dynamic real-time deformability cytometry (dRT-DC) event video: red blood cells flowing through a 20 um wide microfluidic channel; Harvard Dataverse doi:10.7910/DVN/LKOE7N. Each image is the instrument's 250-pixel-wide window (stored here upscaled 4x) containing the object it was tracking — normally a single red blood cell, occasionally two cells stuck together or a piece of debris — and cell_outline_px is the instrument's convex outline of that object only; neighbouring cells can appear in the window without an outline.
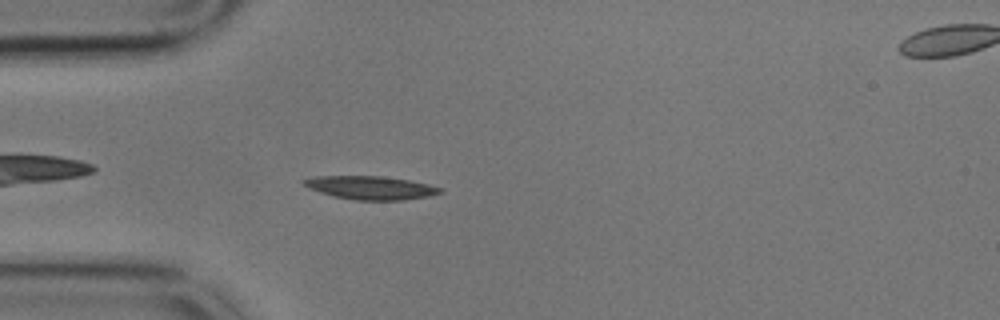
{"species": "common noctule bat (a hibernating species)", "species_latin": "Nyctalus noctula", "temperature_condition": "cold", "stored_images_in_passage": 46, "camera_frame_rate_fps": 3000, "um_per_image_px": 0.085, "animal": {"sex": "male", "body_mass_g": 17.9}, "frame": {"image": 1, "passage_image": 4, "time_ms": 1.0, "image_size_px": [1000, 320], "cell_outline_px": [[444, 192], [428, 196], [404, 200], [356, 200], [332, 196], [308, 188], [300, 180], [312, 176], [380, 176], [408, 180], [428, 184], [444, 188]], "centroid_in_image_um": [31.5, 15.95], "position_along_channel_um": 53.5, "area_um2": 18.67}}
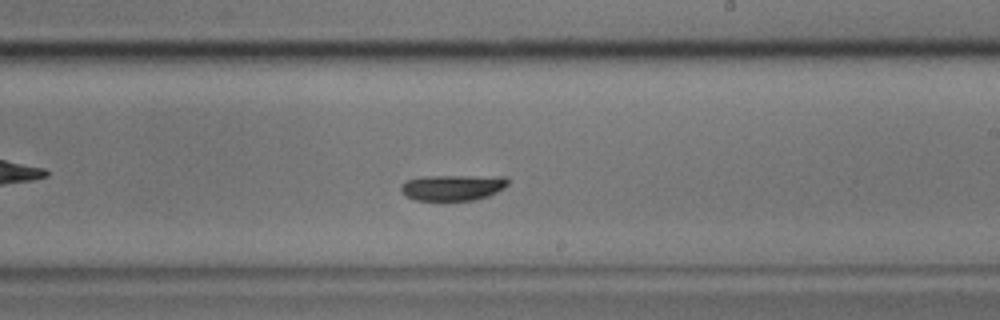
{"frame": {"image": 2, "passage_image": 22, "time_ms": 7.0, "image_size_px": [1000, 320], "cell_outline_px": [[508, 184], [504, 188], [488, 196], [472, 200], [416, 200], [408, 196], [400, 188], [408, 180], [424, 176], [504, 176], [508, 180]], "centroid_in_image_um": [38.54, 15.93], "position_along_channel_um": 250.5, "area_um2": 15.84}}
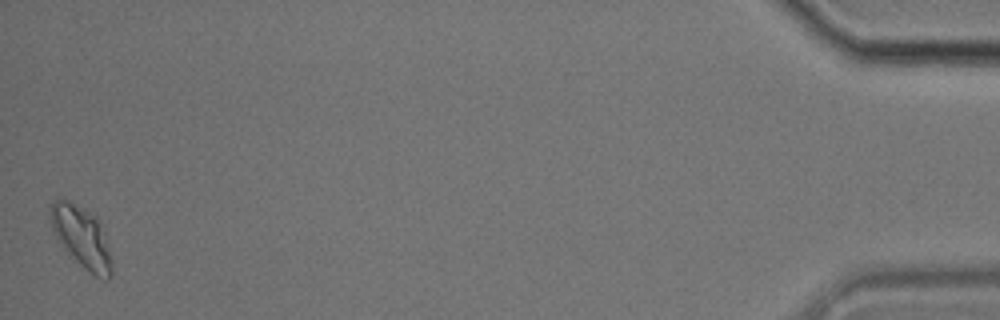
{"frame": {"image": 3, "passage_image": 46, "time_ms": 15.0, "image_size_px": [1000, 320], "cell_outline_px": [[112, 276], [108, 280], [104, 280], [96, 276], [84, 268], [68, 256], [56, 236], [48, 220], [48, 212], [52, 200], [60, 196], [68, 200], [96, 216], [104, 232], [112, 260]], "centroid_in_image_um": [6.9, 20.14], "position_along_channel_um": 428.3, "area_um2": 22.48}, "authors_computed_cell_mechanics": {"area_um2": 16.5597, "velocity_mm_per_s": 3.3817, "shape_relaxation_time_tau1_ms": 9.3124, "shape_relaxation_time_tau2_ms": null, "deformation_change_tau1": 0.2299, "deformation_change_tau2": null}}